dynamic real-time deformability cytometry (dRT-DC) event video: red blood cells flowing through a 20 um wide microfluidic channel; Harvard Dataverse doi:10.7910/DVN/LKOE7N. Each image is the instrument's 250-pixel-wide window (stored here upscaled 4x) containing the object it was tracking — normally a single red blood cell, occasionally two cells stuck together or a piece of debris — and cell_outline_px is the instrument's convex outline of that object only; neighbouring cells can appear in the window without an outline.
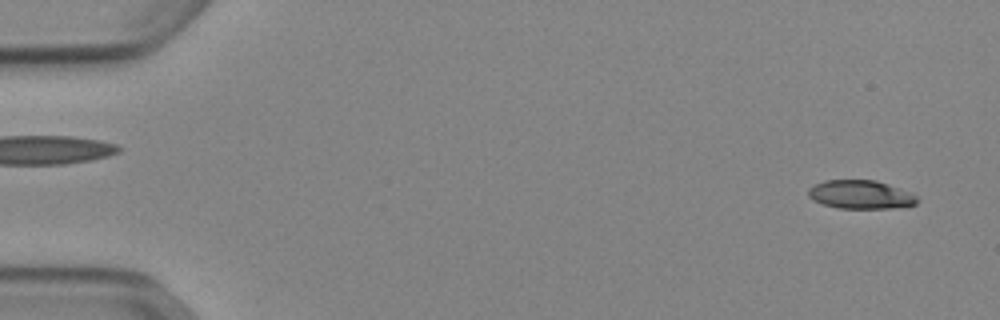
{"species": "Egyptian fruit bat (a non-hibernating species)", "species_latin": "Rousettus aegyptiacus", "temperature_condition": "cold", "stored_images_in_passage": 52, "camera_frame_rate_fps": 3000, "um_per_image_px": 0.085, "animal": {"sex": "female"}, "frame": {"image": 1, "passage_image": 2, "time_ms": 0.333, "image_size_px": [1000, 320], "cell_outline_px": [[920, 200], [916, 204], [892, 208], [840, 208], [824, 204], [812, 200], [808, 196], [808, 188], [824, 180], [876, 180], [912, 192]], "centroid_in_image_um": [73.17, 16.53], "position_along_channel_um": 11.8, "area_um2": 18.15}}
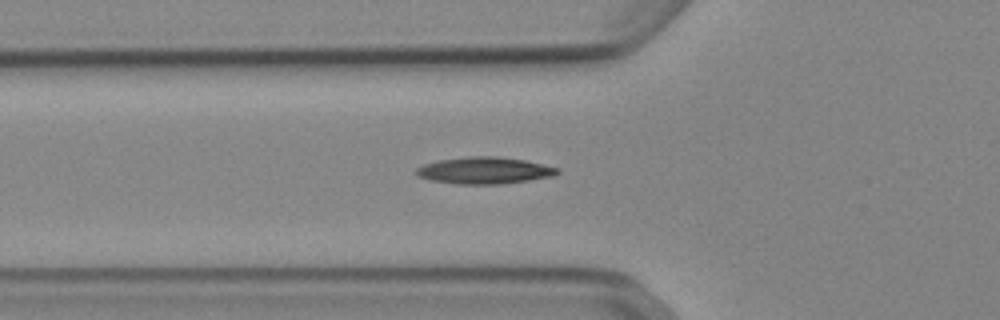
{"frame": {"image": 2, "passage_image": 18, "time_ms": 5.667, "image_size_px": [1000, 320], "cell_outline_px": [[560, 172], [552, 176], [528, 180], [500, 184], [456, 184], [428, 180], [416, 176], [412, 172], [416, 168], [424, 164], [440, 160], [468, 156], [496, 156], [524, 160], [560, 168]], "centroid_in_image_um": [41.11, 14.49], "position_along_channel_um": 84.7, "area_um2": 22.14}}
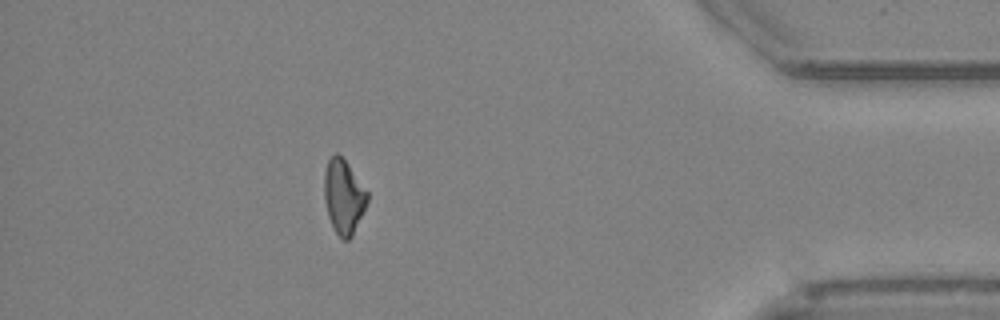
{"frame": {"image": 3, "passage_image": 46, "time_ms": 15.0, "image_size_px": [1000, 320], "cell_outline_px": [[368, 200], [352, 236], [348, 240], [344, 240], [336, 232], [328, 216], [324, 200], [324, 172], [328, 160], [336, 152], [348, 164], [368, 192]], "centroid_in_image_um": [29.19, 16.7], "position_along_channel_um": 406.0, "area_um2": 18.38}, "authors_computed_cell_mechanics": {"area_um2": 19.652, "velocity_mm_per_s": 3.8958, "shape_relaxation_time_tau1_ms": 9.1263, "shape_relaxation_time_tau2_ms": null, "deformation_change_tau1": 0.177, "deformation_change_tau2": null}}